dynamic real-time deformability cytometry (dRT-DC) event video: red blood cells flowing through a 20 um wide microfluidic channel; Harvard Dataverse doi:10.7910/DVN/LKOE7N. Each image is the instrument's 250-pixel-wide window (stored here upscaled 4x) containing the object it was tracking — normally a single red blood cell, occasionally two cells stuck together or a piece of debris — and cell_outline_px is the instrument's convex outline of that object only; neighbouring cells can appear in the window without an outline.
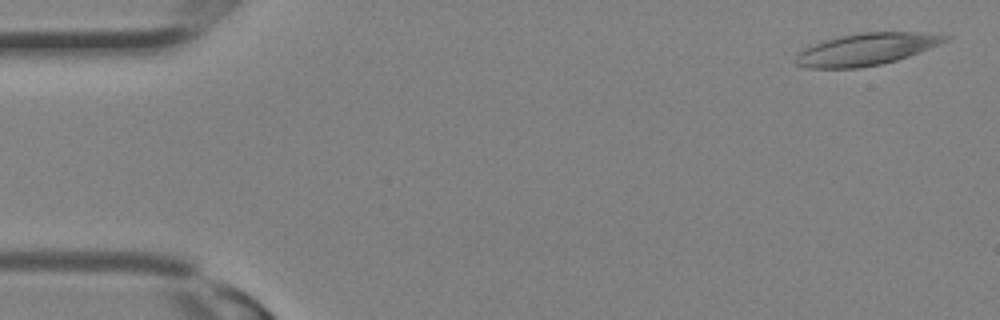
{"species": "Egyptian fruit bat (a non-hibernating species)", "species_latin": "Rousettus aegyptiacus", "temperature_condition": "room temperature", "stored_images_in_passage": 16, "camera_frame_rate_fps": 3000, "um_per_image_px": 0.085, "animal": {"sex": "female"}, "frame": {"image": 1, "passage_image": 1, "time_ms": 0.0, "image_size_px": [1000, 320], "cell_outline_px": [[952, 36], [948, 40], [940, 44], [908, 56], [896, 60], [880, 64], [860, 68], [808, 68], [796, 64], [792, 60], [804, 48], [812, 44], [836, 36], [860, 32], [916, 32]], "centroid_in_image_um": [73.59, 4.18], "position_along_channel_um": 11.4, "area_um2": 27.92}}
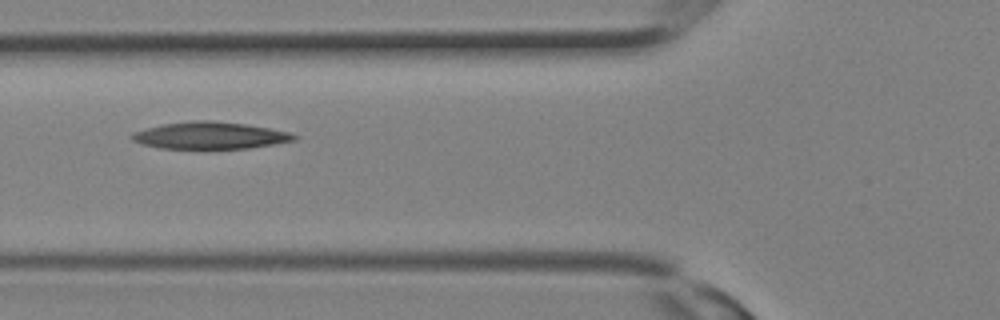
{"frame": {"image": 2, "passage_image": 11, "time_ms": 3.333, "image_size_px": [1000, 320], "cell_outline_px": [[300, 136], [296, 140], [248, 148], [160, 148], [144, 144], [132, 140], [128, 136], [132, 132], [164, 124], [192, 120], [212, 120], [244, 124], [268, 128], [288, 132]], "centroid_in_image_um": [17.84, 11.51], "position_along_channel_um": 108.0, "area_um2": 25.26}}
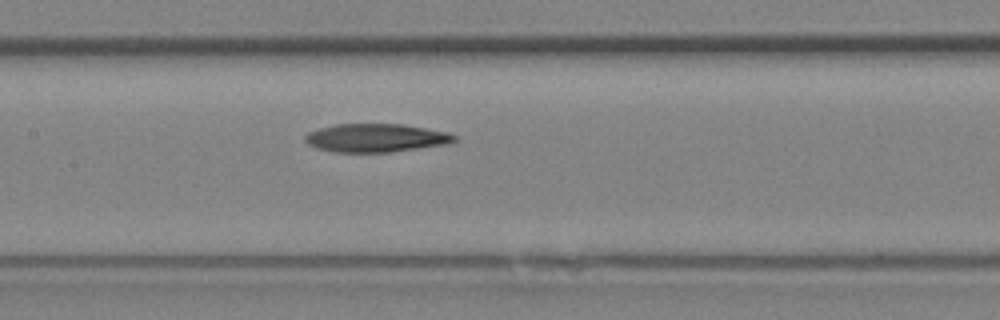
{"frame": {"image": 3, "passage_image": 14, "time_ms": 4.333, "image_size_px": [1000, 320], "cell_outline_px": [[456, 140], [448, 144], [388, 152], [336, 152], [316, 148], [308, 144], [304, 140], [304, 136], [308, 132], [320, 128], [336, 124], [400, 124], [448, 132], [456, 136]], "centroid_in_image_um": [31.92, 11.72], "position_along_channel_um": 175.5, "area_um2": 24.51}}